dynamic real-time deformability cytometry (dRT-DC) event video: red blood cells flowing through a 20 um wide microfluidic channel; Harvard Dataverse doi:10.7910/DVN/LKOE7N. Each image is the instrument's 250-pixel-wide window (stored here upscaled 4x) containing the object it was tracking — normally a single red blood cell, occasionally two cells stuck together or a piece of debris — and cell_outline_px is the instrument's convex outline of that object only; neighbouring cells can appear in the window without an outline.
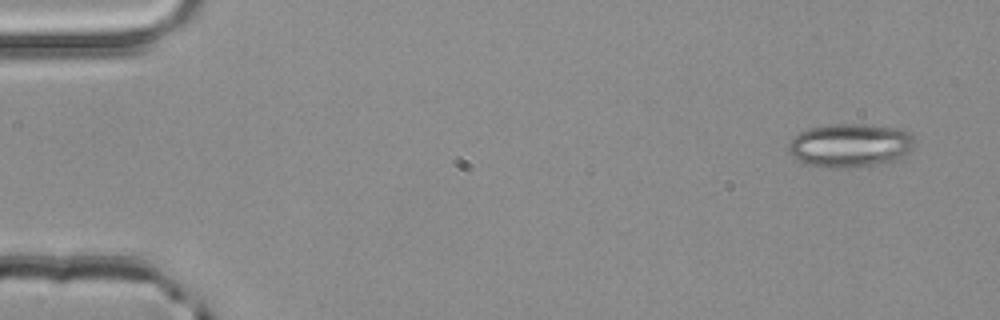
{"species": "common noctule bat (a hibernating species)", "species_latin": "Nyctalus noctula", "temperature_condition": "room temperature", "stored_images_in_passage": 50, "camera_frame_rate_fps": 3000, "um_per_image_px": 0.085, "animal": {"sex": "male", "body_mass_g": 20.4}, "frame": {"image": 1, "passage_image": 1, "time_ms": 0.0, "image_size_px": [1000, 320], "cell_outline_px": [[916, 144], [900, 160], [884, 164], [832, 168], [808, 164], [792, 156], [788, 152], [788, 140], [800, 132], [812, 128], [832, 124], [860, 124], [900, 128], [908, 132], [916, 140]], "centroid_in_image_um": [72.3, 12.35], "position_along_channel_um": 12.7, "area_um2": 32.25}}
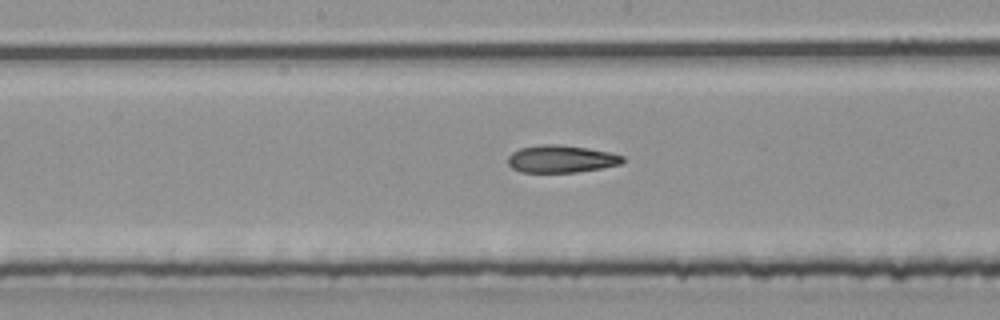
{"frame": {"image": 2, "passage_image": 25, "time_ms": 8.0, "image_size_px": [1000, 320], "cell_outline_px": [[624, 160], [620, 164], [600, 168], [576, 172], [520, 172], [512, 168], [508, 164], [508, 156], [512, 152], [520, 148], [540, 144], [560, 144], [588, 148], [608, 152], [624, 156]], "centroid_in_image_um": [47.67, 13.5], "position_along_channel_um": 200.5, "area_um2": 18.32}}
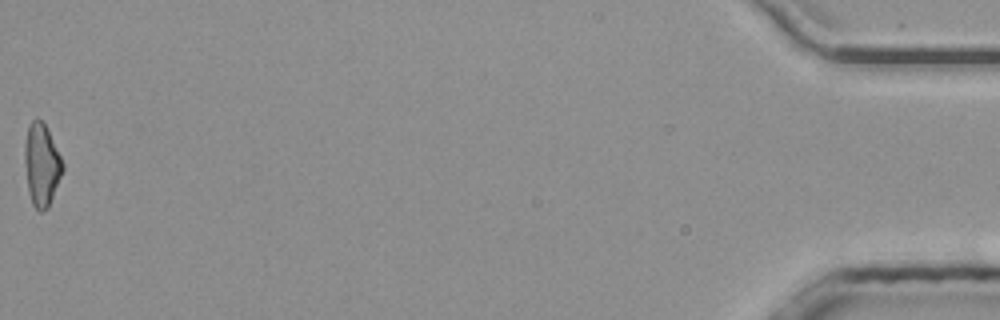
{"frame": {"image": 3, "passage_image": 50, "time_ms": 16.333, "image_size_px": [1000, 320], "cell_outline_px": [[64, 168], [48, 208], [44, 212], [40, 212], [32, 204], [28, 188], [24, 164], [24, 144], [28, 124], [36, 116], [44, 124], [64, 164]], "centroid_in_image_um": [3.51, 14.01], "position_along_channel_um": 431.7, "area_um2": 18.15}, "authors_computed_cell_mechanics": {"area_um2": 18.6694, "velocity_mm_per_s": 4.0437, "shape_relaxation_time_tau1_ms": null, "shape_relaxation_time_tau2_ms": 4.3166, "deformation_change_tau1": null, "deformation_change_tau2": 0.1415}}